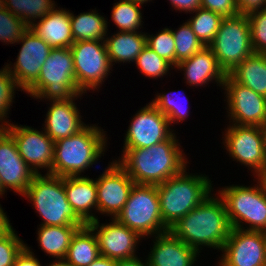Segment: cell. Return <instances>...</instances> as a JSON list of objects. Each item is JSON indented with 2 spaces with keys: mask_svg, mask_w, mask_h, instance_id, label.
<instances>
[{
  "mask_svg": "<svg viewBox=\"0 0 266 266\" xmlns=\"http://www.w3.org/2000/svg\"><path fill=\"white\" fill-rule=\"evenodd\" d=\"M22 46L17 56V61L5 65L14 77L19 89L27 91L38 79L39 72L45 60L50 55L52 48L42 38L38 37L28 28L17 41Z\"/></svg>",
  "mask_w": 266,
  "mask_h": 266,
  "instance_id": "2e32d148",
  "label": "cell"
},
{
  "mask_svg": "<svg viewBox=\"0 0 266 266\" xmlns=\"http://www.w3.org/2000/svg\"><path fill=\"white\" fill-rule=\"evenodd\" d=\"M55 6L41 20L35 21L29 28L42 38L52 49L70 48L74 43L70 12Z\"/></svg>",
  "mask_w": 266,
  "mask_h": 266,
  "instance_id": "603a6c76",
  "label": "cell"
},
{
  "mask_svg": "<svg viewBox=\"0 0 266 266\" xmlns=\"http://www.w3.org/2000/svg\"><path fill=\"white\" fill-rule=\"evenodd\" d=\"M116 266H149L147 263V259L145 260V263L140 260V258L133 257L129 259H123V260H117Z\"/></svg>",
  "mask_w": 266,
  "mask_h": 266,
  "instance_id": "f6af8a7d",
  "label": "cell"
},
{
  "mask_svg": "<svg viewBox=\"0 0 266 266\" xmlns=\"http://www.w3.org/2000/svg\"><path fill=\"white\" fill-rule=\"evenodd\" d=\"M222 88L226 91L232 124L266 128V97L235 82L228 74Z\"/></svg>",
  "mask_w": 266,
  "mask_h": 266,
  "instance_id": "7c38bea8",
  "label": "cell"
},
{
  "mask_svg": "<svg viewBox=\"0 0 266 266\" xmlns=\"http://www.w3.org/2000/svg\"><path fill=\"white\" fill-rule=\"evenodd\" d=\"M36 174L23 160L13 137L0 127V182L23 196Z\"/></svg>",
  "mask_w": 266,
  "mask_h": 266,
  "instance_id": "d6986e66",
  "label": "cell"
},
{
  "mask_svg": "<svg viewBox=\"0 0 266 266\" xmlns=\"http://www.w3.org/2000/svg\"><path fill=\"white\" fill-rule=\"evenodd\" d=\"M80 226H40L38 243L42 251L55 257L65 259L71 239Z\"/></svg>",
  "mask_w": 266,
  "mask_h": 266,
  "instance_id": "83f0119b",
  "label": "cell"
},
{
  "mask_svg": "<svg viewBox=\"0 0 266 266\" xmlns=\"http://www.w3.org/2000/svg\"><path fill=\"white\" fill-rule=\"evenodd\" d=\"M115 219L142 238L168 231L161 217L157 185L134 184L127 202Z\"/></svg>",
  "mask_w": 266,
  "mask_h": 266,
  "instance_id": "ba28073f",
  "label": "cell"
},
{
  "mask_svg": "<svg viewBox=\"0 0 266 266\" xmlns=\"http://www.w3.org/2000/svg\"><path fill=\"white\" fill-rule=\"evenodd\" d=\"M175 97L174 94H171V92L164 94L161 93L156 95V98L151 101V103L168 118L170 125L172 123L174 124L175 121L178 123L185 120L189 115L188 109H186L187 107L181 101V98L179 100Z\"/></svg>",
  "mask_w": 266,
  "mask_h": 266,
  "instance_id": "e575fe53",
  "label": "cell"
},
{
  "mask_svg": "<svg viewBox=\"0 0 266 266\" xmlns=\"http://www.w3.org/2000/svg\"><path fill=\"white\" fill-rule=\"evenodd\" d=\"M26 244L17 236L12 225L0 235V266H13Z\"/></svg>",
  "mask_w": 266,
  "mask_h": 266,
  "instance_id": "8d00e7d4",
  "label": "cell"
},
{
  "mask_svg": "<svg viewBox=\"0 0 266 266\" xmlns=\"http://www.w3.org/2000/svg\"><path fill=\"white\" fill-rule=\"evenodd\" d=\"M147 33L119 31L110 38L105 37V44L111 65L113 62H134L147 46Z\"/></svg>",
  "mask_w": 266,
  "mask_h": 266,
  "instance_id": "d4e9b609",
  "label": "cell"
},
{
  "mask_svg": "<svg viewBox=\"0 0 266 266\" xmlns=\"http://www.w3.org/2000/svg\"><path fill=\"white\" fill-rule=\"evenodd\" d=\"M168 118L152 103L146 104L131 119L125 134L123 154L128 149L147 148L169 139L174 133Z\"/></svg>",
  "mask_w": 266,
  "mask_h": 266,
  "instance_id": "4fadbf2b",
  "label": "cell"
},
{
  "mask_svg": "<svg viewBox=\"0 0 266 266\" xmlns=\"http://www.w3.org/2000/svg\"><path fill=\"white\" fill-rule=\"evenodd\" d=\"M128 1L135 2L143 6L145 2L147 3L148 1L150 2L151 0H128Z\"/></svg>",
  "mask_w": 266,
  "mask_h": 266,
  "instance_id": "681fc988",
  "label": "cell"
},
{
  "mask_svg": "<svg viewBox=\"0 0 266 266\" xmlns=\"http://www.w3.org/2000/svg\"><path fill=\"white\" fill-rule=\"evenodd\" d=\"M140 72L151 78H161L167 74L173 66L165 59L158 56L148 45L138 55L134 61Z\"/></svg>",
  "mask_w": 266,
  "mask_h": 266,
  "instance_id": "836d02e7",
  "label": "cell"
},
{
  "mask_svg": "<svg viewBox=\"0 0 266 266\" xmlns=\"http://www.w3.org/2000/svg\"><path fill=\"white\" fill-rule=\"evenodd\" d=\"M219 266H266V233L232 228Z\"/></svg>",
  "mask_w": 266,
  "mask_h": 266,
  "instance_id": "5bb4252c",
  "label": "cell"
},
{
  "mask_svg": "<svg viewBox=\"0 0 266 266\" xmlns=\"http://www.w3.org/2000/svg\"><path fill=\"white\" fill-rule=\"evenodd\" d=\"M201 7L223 17H233L239 14L236 0H201Z\"/></svg>",
  "mask_w": 266,
  "mask_h": 266,
  "instance_id": "60d3db41",
  "label": "cell"
},
{
  "mask_svg": "<svg viewBox=\"0 0 266 266\" xmlns=\"http://www.w3.org/2000/svg\"><path fill=\"white\" fill-rule=\"evenodd\" d=\"M32 98L50 101L70 100L82 95L76 83L73 54L70 48L52 49L37 81L26 91Z\"/></svg>",
  "mask_w": 266,
  "mask_h": 266,
  "instance_id": "8992f818",
  "label": "cell"
},
{
  "mask_svg": "<svg viewBox=\"0 0 266 266\" xmlns=\"http://www.w3.org/2000/svg\"><path fill=\"white\" fill-rule=\"evenodd\" d=\"M4 7V0H0V9Z\"/></svg>",
  "mask_w": 266,
  "mask_h": 266,
  "instance_id": "f5cc1de1",
  "label": "cell"
},
{
  "mask_svg": "<svg viewBox=\"0 0 266 266\" xmlns=\"http://www.w3.org/2000/svg\"><path fill=\"white\" fill-rule=\"evenodd\" d=\"M239 14L248 16L251 13L266 8V0H236Z\"/></svg>",
  "mask_w": 266,
  "mask_h": 266,
  "instance_id": "b9f144b4",
  "label": "cell"
},
{
  "mask_svg": "<svg viewBox=\"0 0 266 266\" xmlns=\"http://www.w3.org/2000/svg\"><path fill=\"white\" fill-rule=\"evenodd\" d=\"M108 166L96 179L97 212L111 215L114 219L127 202L135 182L117 160Z\"/></svg>",
  "mask_w": 266,
  "mask_h": 266,
  "instance_id": "e0dca14e",
  "label": "cell"
},
{
  "mask_svg": "<svg viewBox=\"0 0 266 266\" xmlns=\"http://www.w3.org/2000/svg\"><path fill=\"white\" fill-rule=\"evenodd\" d=\"M186 169L157 185L161 217L168 230L212 195V182L208 176L188 174Z\"/></svg>",
  "mask_w": 266,
  "mask_h": 266,
  "instance_id": "277c9868",
  "label": "cell"
},
{
  "mask_svg": "<svg viewBox=\"0 0 266 266\" xmlns=\"http://www.w3.org/2000/svg\"><path fill=\"white\" fill-rule=\"evenodd\" d=\"M146 37L148 47L168 61L175 69V40L172 29L164 28L155 36L146 35Z\"/></svg>",
  "mask_w": 266,
  "mask_h": 266,
  "instance_id": "74e56055",
  "label": "cell"
},
{
  "mask_svg": "<svg viewBox=\"0 0 266 266\" xmlns=\"http://www.w3.org/2000/svg\"><path fill=\"white\" fill-rule=\"evenodd\" d=\"M70 50L79 90L85 94L89 89H99L112 70L105 40L77 41Z\"/></svg>",
  "mask_w": 266,
  "mask_h": 266,
  "instance_id": "30bf717a",
  "label": "cell"
},
{
  "mask_svg": "<svg viewBox=\"0 0 266 266\" xmlns=\"http://www.w3.org/2000/svg\"><path fill=\"white\" fill-rule=\"evenodd\" d=\"M99 256L95 233L88 225L80 227L71 239L65 259L73 266H89Z\"/></svg>",
  "mask_w": 266,
  "mask_h": 266,
  "instance_id": "4316f807",
  "label": "cell"
},
{
  "mask_svg": "<svg viewBox=\"0 0 266 266\" xmlns=\"http://www.w3.org/2000/svg\"><path fill=\"white\" fill-rule=\"evenodd\" d=\"M105 135L100 127L87 125L77 134L57 140L54 144L52 175L80 176L92 167L105 152Z\"/></svg>",
  "mask_w": 266,
  "mask_h": 266,
  "instance_id": "3957f363",
  "label": "cell"
},
{
  "mask_svg": "<svg viewBox=\"0 0 266 266\" xmlns=\"http://www.w3.org/2000/svg\"><path fill=\"white\" fill-rule=\"evenodd\" d=\"M224 144L230 157L260 177L266 170V128L229 124Z\"/></svg>",
  "mask_w": 266,
  "mask_h": 266,
  "instance_id": "8fae6325",
  "label": "cell"
},
{
  "mask_svg": "<svg viewBox=\"0 0 266 266\" xmlns=\"http://www.w3.org/2000/svg\"><path fill=\"white\" fill-rule=\"evenodd\" d=\"M35 254L30 250V247H26L17 256L13 266H42L40 261L34 256Z\"/></svg>",
  "mask_w": 266,
  "mask_h": 266,
  "instance_id": "7bdbcfd3",
  "label": "cell"
},
{
  "mask_svg": "<svg viewBox=\"0 0 266 266\" xmlns=\"http://www.w3.org/2000/svg\"><path fill=\"white\" fill-rule=\"evenodd\" d=\"M64 189L70 206L86 224L97 219L94 213H90L91 209L97 210L96 180L85 176H67L64 177Z\"/></svg>",
  "mask_w": 266,
  "mask_h": 266,
  "instance_id": "cb8c5ba5",
  "label": "cell"
},
{
  "mask_svg": "<svg viewBox=\"0 0 266 266\" xmlns=\"http://www.w3.org/2000/svg\"><path fill=\"white\" fill-rule=\"evenodd\" d=\"M176 137L174 133L169 139L150 147L128 149L117 162L135 184L163 183L181 173L189 163Z\"/></svg>",
  "mask_w": 266,
  "mask_h": 266,
  "instance_id": "7a4b0ae2",
  "label": "cell"
},
{
  "mask_svg": "<svg viewBox=\"0 0 266 266\" xmlns=\"http://www.w3.org/2000/svg\"><path fill=\"white\" fill-rule=\"evenodd\" d=\"M209 47L224 72L230 73L240 62L254 53L248 17L242 14L224 17Z\"/></svg>",
  "mask_w": 266,
  "mask_h": 266,
  "instance_id": "9c48e42d",
  "label": "cell"
},
{
  "mask_svg": "<svg viewBox=\"0 0 266 266\" xmlns=\"http://www.w3.org/2000/svg\"><path fill=\"white\" fill-rule=\"evenodd\" d=\"M171 5L179 11H184L185 13L194 12L199 7H201V0H169Z\"/></svg>",
  "mask_w": 266,
  "mask_h": 266,
  "instance_id": "ee69618b",
  "label": "cell"
},
{
  "mask_svg": "<svg viewBox=\"0 0 266 266\" xmlns=\"http://www.w3.org/2000/svg\"><path fill=\"white\" fill-rule=\"evenodd\" d=\"M199 253L177 239L169 230L155 235L147 263L149 266H194Z\"/></svg>",
  "mask_w": 266,
  "mask_h": 266,
  "instance_id": "44dd1931",
  "label": "cell"
},
{
  "mask_svg": "<svg viewBox=\"0 0 266 266\" xmlns=\"http://www.w3.org/2000/svg\"><path fill=\"white\" fill-rule=\"evenodd\" d=\"M141 4L128 0H120L114 3L111 19L120 31L137 32L142 27Z\"/></svg>",
  "mask_w": 266,
  "mask_h": 266,
  "instance_id": "1f68e13d",
  "label": "cell"
},
{
  "mask_svg": "<svg viewBox=\"0 0 266 266\" xmlns=\"http://www.w3.org/2000/svg\"><path fill=\"white\" fill-rule=\"evenodd\" d=\"M257 179V186L230 185L218 191L232 228L266 233V186L260 177ZM244 222L249 224L247 229Z\"/></svg>",
  "mask_w": 266,
  "mask_h": 266,
  "instance_id": "52a82bcc",
  "label": "cell"
},
{
  "mask_svg": "<svg viewBox=\"0 0 266 266\" xmlns=\"http://www.w3.org/2000/svg\"><path fill=\"white\" fill-rule=\"evenodd\" d=\"M5 194L4 189L2 188L1 182H0V196H3Z\"/></svg>",
  "mask_w": 266,
  "mask_h": 266,
  "instance_id": "816d5d0a",
  "label": "cell"
},
{
  "mask_svg": "<svg viewBox=\"0 0 266 266\" xmlns=\"http://www.w3.org/2000/svg\"><path fill=\"white\" fill-rule=\"evenodd\" d=\"M18 88L19 87L9 70L6 66L3 67V69L0 70V127H4L9 124V120H5L7 118L8 111H10L9 108L12 106V102H14V93Z\"/></svg>",
  "mask_w": 266,
  "mask_h": 266,
  "instance_id": "f35d334b",
  "label": "cell"
},
{
  "mask_svg": "<svg viewBox=\"0 0 266 266\" xmlns=\"http://www.w3.org/2000/svg\"><path fill=\"white\" fill-rule=\"evenodd\" d=\"M116 264V260L100 255L89 266H116Z\"/></svg>",
  "mask_w": 266,
  "mask_h": 266,
  "instance_id": "bcb514c9",
  "label": "cell"
},
{
  "mask_svg": "<svg viewBox=\"0 0 266 266\" xmlns=\"http://www.w3.org/2000/svg\"><path fill=\"white\" fill-rule=\"evenodd\" d=\"M47 266H73V265L69 263L66 259H58V260L55 259V262Z\"/></svg>",
  "mask_w": 266,
  "mask_h": 266,
  "instance_id": "c3c4849f",
  "label": "cell"
},
{
  "mask_svg": "<svg viewBox=\"0 0 266 266\" xmlns=\"http://www.w3.org/2000/svg\"><path fill=\"white\" fill-rule=\"evenodd\" d=\"M15 140L18 152L35 174L47 169L52 174L55 142L44 132L28 126L11 124L3 127Z\"/></svg>",
  "mask_w": 266,
  "mask_h": 266,
  "instance_id": "9a60e30c",
  "label": "cell"
},
{
  "mask_svg": "<svg viewBox=\"0 0 266 266\" xmlns=\"http://www.w3.org/2000/svg\"><path fill=\"white\" fill-rule=\"evenodd\" d=\"M23 196L33 202V207L41 216L43 223L39 226L87 225L67 200L64 177L36 174Z\"/></svg>",
  "mask_w": 266,
  "mask_h": 266,
  "instance_id": "5b68a950",
  "label": "cell"
},
{
  "mask_svg": "<svg viewBox=\"0 0 266 266\" xmlns=\"http://www.w3.org/2000/svg\"><path fill=\"white\" fill-rule=\"evenodd\" d=\"M228 75L237 83L266 97V54L253 53Z\"/></svg>",
  "mask_w": 266,
  "mask_h": 266,
  "instance_id": "484cf974",
  "label": "cell"
},
{
  "mask_svg": "<svg viewBox=\"0 0 266 266\" xmlns=\"http://www.w3.org/2000/svg\"><path fill=\"white\" fill-rule=\"evenodd\" d=\"M29 27L6 8L0 9V41L16 43Z\"/></svg>",
  "mask_w": 266,
  "mask_h": 266,
  "instance_id": "d590c367",
  "label": "cell"
},
{
  "mask_svg": "<svg viewBox=\"0 0 266 266\" xmlns=\"http://www.w3.org/2000/svg\"><path fill=\"white\" fill-rule=\"evenodd\" d=\"M79 96L82 95H75L70 100L50 101L52 104L46 114L43 131L54 142L75 135L87 126L81 121L80 111L74 101Z\"/></svg>",
  "mask_w": 266,
  "mask_h": 266,
  "instance_id": "ffe728a7",
  "label": "cell"
},
{
  "mask_svg": "<svg viewBox=\"0 0 266 266\" xmlns=\"http://www.w3.org/2000/svg\"><path fill=\"white\" fill-rule=\"evenodd\" d=\"M172 32L175 40V67L179 62L190 58L204 47L188 22L183 23L178 30H172Z\"/></svg>",
  "mask_w": 266,
  "mask_h": 266,
  "instance_id": "d6a6232c",
  "label": "cell"
},
{
  "mask_svg": "<svg viewBox=\"0 0 266 266\" xmlns=\"http://www.w3.org/2000/svg\"><path fill=\"white\" fill-rule=\"evenodd\" d=\"M55 6L57 5L52 0H4V8L19 17L28 27L36 19L45 17Z\"/></svg>",
  "mask_w": 266,
  "mask_h": 266,
  "instance_id": "f546056e",
  "label": "cell"
},
{
  "mask_svg": "<svg viewBox=\"0 0 266 266\" xmlns=\"http://www.w3.org/2000/svg\"><path fill=\"white\" fill-rule=\"evenodd\" d=\"M247 17L254 53L266 54V8L251 13Z\"/></svg>",
  "mask_w": 266,
  "mask_h": 266,
  "instance_id": "ab89813d",
  "label": "cell"
},
{
  "mask_svg": "<svg viewBox=\"0 0 266 266\" xmlns=\"http://www.w3.org/2000/svg\"><path fill=\"white\" fill-rule=\"evenodd\" d=\"M11 226V223L6 215L4 213L1 204H0V233H3Z\"/></svg>",
  "mask_w": 266,
  "mask_h": 266,
  "instance_id": "7dc6e473",
  "label": "cell"
},
{
  "mask_svg": "<svg viewBox=\"0 0 266 266\" xmlns=\"http://www.w3.org/2000/svg\"><path fill=\"white\" fill-rule=\"evenodd\" d=\"M71 29L74 42L85 40H105L107 20L96 10L74 16L70 13Z\"/></svg>",
  "mask_w": 266,
  "mask_h": 266,
  "instance_id": "f1b7e54d",
  "label": "cell"
},
{
  "mask_svg": "<svg viewBox=\"0 0 266 266\" xmlns=\"http://www.w3.org/2000/svg\"><path fill=\"white\" fill-rule=\"evenodd\" d=\"M193 13H195V16L187 22L202 44L209 46L213 42L224 17L202 7H199Z\"/></svg>",
  "mask_w": 266,
  "mask_h": 266,
  "instance_id": "4dcf8cb0",
  "label": "cell"
},
{
  "mask_svg": "<svg viewBox=\"0 0 266 266\" xmlns=\"http://www.w3.org/2000/svg\"><path fill=\"white\" fill-rule=\"evenodd\" d=\"M111 221L100 225L97 218L87 224L96 235L100 255L116 261L136 257L141 236L115 218Z\"/></svg>",
  "mask_w": 266,
  "mask_h": 266,
  "instance_id": "ac0fdd59",
  "label": "cell"
},
{
  "mask_svg": "<svg viewBox=\"0 0 266 266\" xmlns=\"http://www.w3.org/2000/svg\"><path fill=\"white\" fill-rule=\"evenodd\" d=\"M209 195L202 203L178 220L169 231L200 253V247L221 250L232 226L220 196Z\"/></svg>",
  "mask_w": 266,
  "mask_h": 266,
  "instance_id": "6da1fadb",
  "label": "cell"
},
{
  "mask_svg": "<svg viewBox=\"0 0 266 266\" xmlns=\"http://www.w3.org/2000/svg\"><path fill=\"white\" fill-rule=\"evenodd\" d=\"M260 178L263 180L265 186H266V170L265 172L260 176Z\"/></svg>",
  "mask_w": 266,
  "mask_h": 266,
  "instance_id": "f907efd6",
  "label": "cell"
},
{
  "mask_svg": "<svg viewBox=\"0 0 266 266\" xmlns=\"http://www.w3.org/2000/svg\"><path fill=\"white\" fill-rule=\"evenodd\" d=\"M175 68L184 71L189 86H203L215 79L222 87L227 75L209 46H204L190 58L182 60Z\"/></svg>",
  "mask_w": 266,
  "mask_h": 266,
  "instance_id": "7402d4cb",
  "label": "cell"
}]
</instances>
